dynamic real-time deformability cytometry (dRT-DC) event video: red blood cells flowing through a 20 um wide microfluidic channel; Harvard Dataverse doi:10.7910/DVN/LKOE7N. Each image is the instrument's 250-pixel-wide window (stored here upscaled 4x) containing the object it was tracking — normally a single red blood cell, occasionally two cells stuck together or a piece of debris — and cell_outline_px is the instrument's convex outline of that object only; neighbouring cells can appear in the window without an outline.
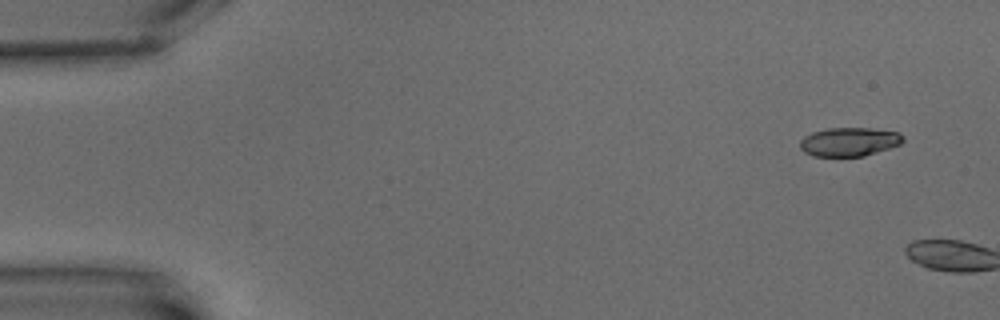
{"species": "common noctule bat (a hibernating species)", "species_latin": "Nyctalus noctula", "temperature_condition": "warm", "stored_images_in_passage": 6, "camera_frame_rate_fps": 3000, "um_per_image_px": 0.085, "animal": {"sex": "male", "body_mass_g": 15.6}, "frame": {"image": 1, "passage_image": 1, "time_ms": 0.0, "image_size_px": [1000, 320], "cell_outline_px": [[904, 140], [900, 144], [864, 156], [812, 156], [804, 152], [800, 148], [800, 140], [804, 136], [812, 132], [828, 128], [868, 128], [900, 132], [904, 136]], "centroid_in_image_um": [72.17, 12.05], "position_along_channel_um": 12.8, "area_um2": 17.28}}
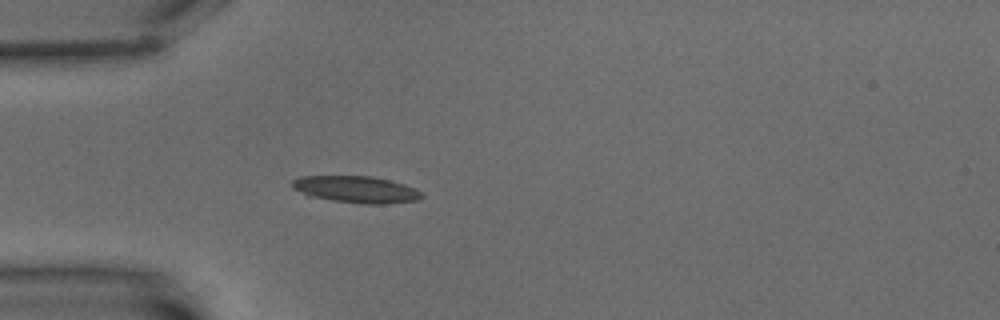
{"frame": {"image": 2, "passage_image": 6, "time_ms": 6.667, "image_size_px": [1000, 320], "cell_outline_px": [[424, 196], [416, 200], [384, 204], [364, 204], [332, 200], [308, 196], [292, 188], [292, 180], [300, 176], [372, 176], [404, 184], [416, 188]], "centroid_in_image_um": [30.25, 16.1], "position_along_channel_um": 54.7, "area_um2": 20.17}}